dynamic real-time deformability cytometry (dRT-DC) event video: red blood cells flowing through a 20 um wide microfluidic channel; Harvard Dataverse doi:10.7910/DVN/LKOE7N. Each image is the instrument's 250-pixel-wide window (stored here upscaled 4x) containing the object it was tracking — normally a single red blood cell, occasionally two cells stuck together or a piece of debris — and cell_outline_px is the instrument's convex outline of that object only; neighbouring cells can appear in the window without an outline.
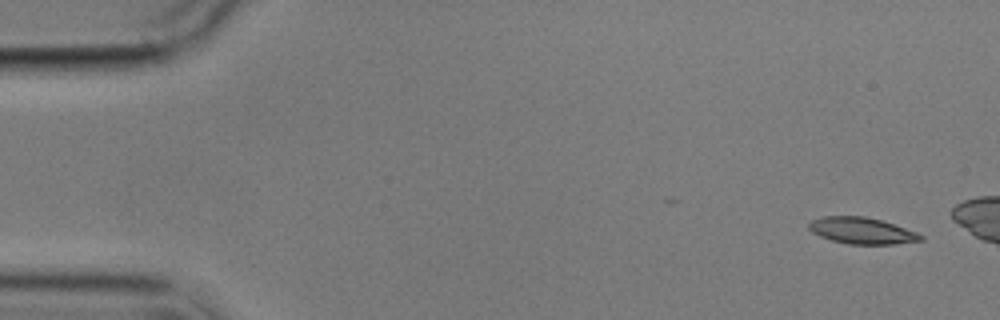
{"species": "common noctule bat (a hibernating species)", "species_latin": "Nyctalus noctula", "temperature_condition": "cold", "stored_images_in_passage": 4, "camera_frame_rate_fps": 3000, "um_per_image_px": 0.085, "animal": {"sex": "male", "body_mass_g": 17.9}, "frame": {"image": 1, "passage_image": 1, "time_ms": 0.0, "image_size_px": [1000, 320], "cell_outline_px": [[924, 240], [896, 244], [848, 244], [832, 240], [820, 236], [812, 232], [808, 228], [808, 224], [812, 220], [824, 216], [864, 216], [880, 220], [916, 232], [924, 236]], "centroid_in_image_um": [73.25, 19.61], "position_along_channel_um": 11.8, "area_um2": 17.11}}